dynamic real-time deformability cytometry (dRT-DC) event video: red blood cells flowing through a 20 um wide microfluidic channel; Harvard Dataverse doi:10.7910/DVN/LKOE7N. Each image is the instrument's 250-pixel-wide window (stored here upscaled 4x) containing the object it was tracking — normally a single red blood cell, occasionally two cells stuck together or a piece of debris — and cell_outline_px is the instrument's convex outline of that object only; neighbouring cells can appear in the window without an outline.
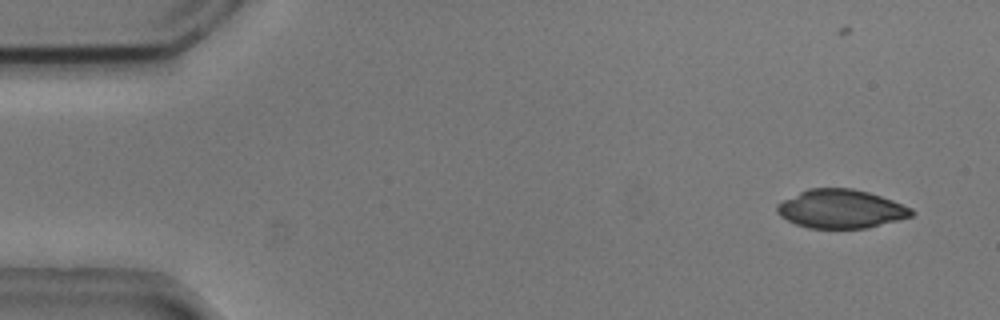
{"species": "common noctule bat (a hibernating species)", "species_latin": "Nyctalus noctula", "temperature_condition": "cold", "stored_images_in_passage": 55, "camera_frame_rate_fps": 3000, "um_per_image_px": 0.085, "animal": {"sex": "male", "body_mass_g": 20.5, "forearm_length_mm": 52.5}, "frame": {"image": 1, "passage_image": 4, "time_ms": 1.0, "image_size_px": [1000, 320], "cell_outline_px": [[916, 212], [912, 216], [868, 228], [808, 228], [796, 224], [780, 216], [776, 212], [776, 204], [808, 188], [852, 188], [868, 192], [892, 200], [912, 208]], "centroid_in_image_um": [71.48, 17.76], "position_along_channel_um": 13.5, "area_um2": 30.23}}
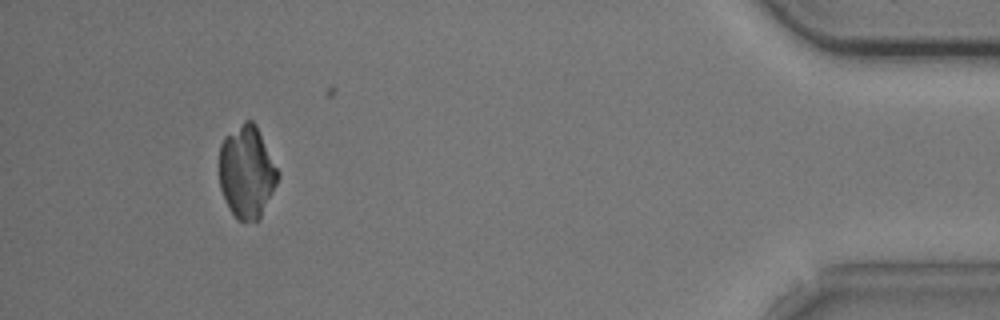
{"frame": {"image": 2, "passage_image": 50, "time_ms": 16.333, "image_size_px": [1000, 320], "cell_outline_px": [[280, 176], [260, 220], [256, 224], [236, 220], [228, 208], [220, 188], [220, 144], [224, 136], [244, 120], [252, 120], [256, 124], [280, 172]], "centroid_in_image_um": [20.99, 14.65], "position_along_channel_um": 414.2, "area_um2": 32.25}}